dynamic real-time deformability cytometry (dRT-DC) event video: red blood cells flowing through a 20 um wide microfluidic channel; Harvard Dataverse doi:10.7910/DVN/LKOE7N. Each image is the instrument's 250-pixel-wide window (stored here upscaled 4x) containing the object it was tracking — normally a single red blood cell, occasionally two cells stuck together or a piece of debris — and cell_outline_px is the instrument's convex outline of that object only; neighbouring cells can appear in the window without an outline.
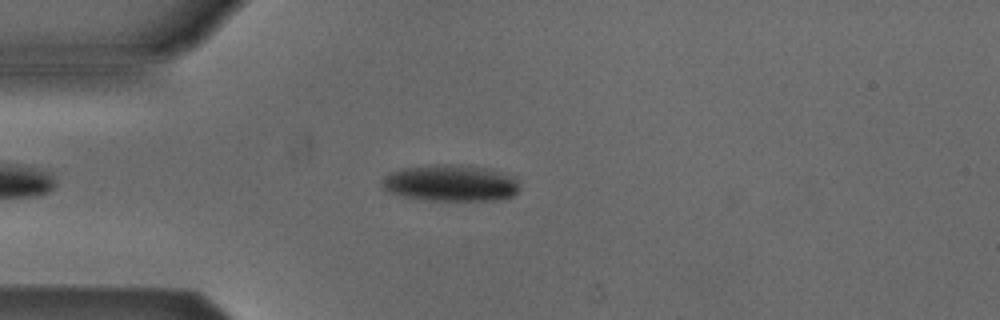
{"species": "Egyptian fruit bat (a non-hibernating species)", "species_latin": "Rousettus aegyptiacus", "temperature_condition": "cold", "stored_images_in_passage": 3, "camera_frame_rate_fps": 3000, "um_per_image_px": 0.085, "animal": {"sex": "male"}, "frame": {"image": 1, "passage_image": 3, "time_ms": 2.333, "image_size_px": [1000, 320], "cell_outline_px": [[520, 188], [512, 196], [496, 200], [428, 200], [404, 196], [388, 192], [380, 184], [392, 172], [400, 168], [436, 164], [468, 164], [516, 176]], "centroid_in_image_um": [38.34, 15.54], "position_along_channel_um": 46.7, "area_um2": 29.3}}